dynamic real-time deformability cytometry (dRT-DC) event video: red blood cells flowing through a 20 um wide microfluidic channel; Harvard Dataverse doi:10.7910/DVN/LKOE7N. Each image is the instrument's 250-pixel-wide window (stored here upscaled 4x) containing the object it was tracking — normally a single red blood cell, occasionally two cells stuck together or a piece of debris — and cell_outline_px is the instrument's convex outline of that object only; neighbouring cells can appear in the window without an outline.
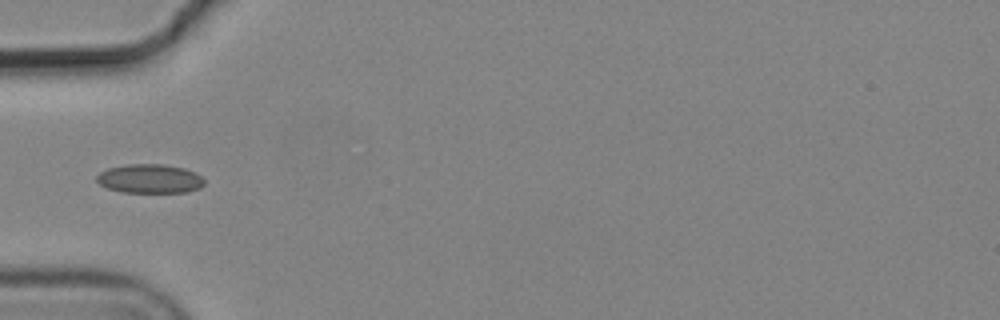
{"species": "common noctule bat (a hibernating species)", "species_latin": "Nyctalus noctula", "temperature_condition": "cold", "stored_images_in_passage": 5, "camera_frame_rate_fps": 3000, "um_per_image_px": 0.085, "animal": {"sex": "male", "body_mass_g": 19.2, "forearm_length_mm": 51.8}, "frame": {"image": 1, "passage_image": 2, "time_ms": 0.333, "image_size_px": [1000, 320], "cell_outline_px": [[204, 184], [200, 188], [188, 192], [124, 192], [108, 188], [100, 184], [96, 180], [96, 176], [100, 172], [108, 168], [128, 164], [164, 164], [184, 168], [196, 172], [204, 180]], "centroid_in_image_um": [12.75, 15.18], "position_along_channel_um": 72.3, "area_um2": 18.21}}
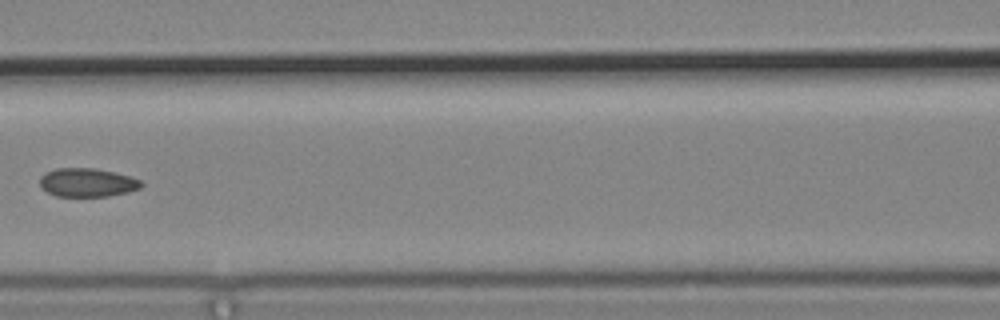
{"frame": {"image": 2, "passage_image": 4, "time_ms": 1.0, "image_size_px": [1000, 320], "cell_outline_px": [[144, 184], [140, 188], [128, 192], [108, 196], [56, 196], [48, 192], [40, 184], [40, 176], [44, 172], [56, 168], [96, 168], [128, 176], [140, 180]], "centroid_in_image_um": [7.41, 15.51], "position_along_channel_um": 159.2, "area_um2": 16.82}}
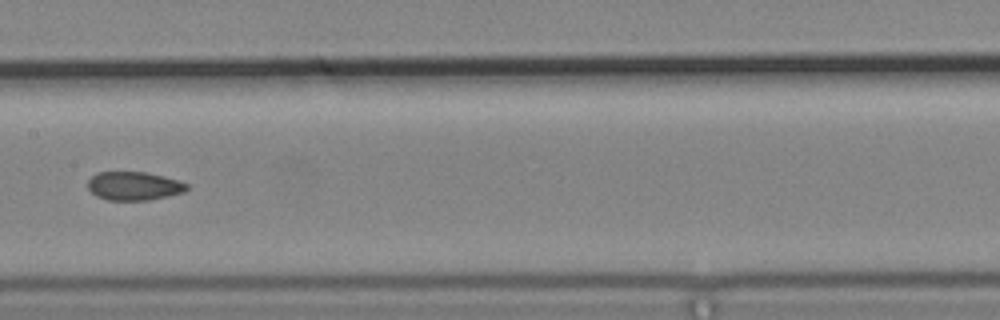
{"frame": {"image": 3, "passage_image": 5, "time_ms": 1.333, "image_size_px": [1000, 320], "cell_outline_px": [[188, 188], [184, 192], [168, 196], [148, 200], [108, 200], [96, 196], [88, 188], [88, 180], [96, 172], [148, 172], [180, 180], [188, 184]], "centroid_in_image_um": [11.4, 15.8], "position_along_channel_um": 196.0, "area_um2": 16.59}}